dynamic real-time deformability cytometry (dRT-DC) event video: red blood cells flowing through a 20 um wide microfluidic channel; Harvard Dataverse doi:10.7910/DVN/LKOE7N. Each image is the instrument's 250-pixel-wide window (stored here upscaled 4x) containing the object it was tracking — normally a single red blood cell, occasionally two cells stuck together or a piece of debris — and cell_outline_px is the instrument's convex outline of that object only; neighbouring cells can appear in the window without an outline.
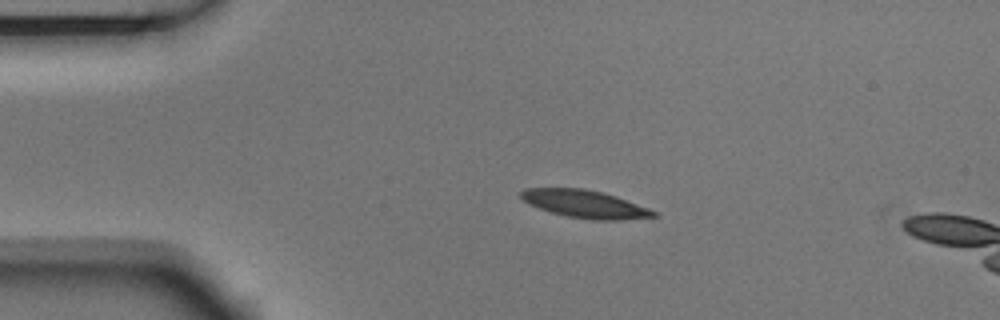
{"species": "Egyptian fruit bat (a non-hibernating species)", "species_latin": "Rousettus aegyptiacus", "temperature_condition": "room temperature", "stored_images_in_passage": 4, "camera_frame_rate_fps": 3000, "um_per_image_px": 0.085, "animal": {"sex": "male"}, "frame": {"image": 1, "passage_image": 2, "time_ms": 0.333, "image_size_px": [1000, 320], "cell_outline_px": [[660, 216], [620, 220], [592, 220], [568, 216], [552, 212], [528, 204], [520, 196], [520, 192], [524, 188], [584, 188], [616, 196], [648, 208], [656, 212]], "centroid_in_image_um": [49.72, 17.34], "position_along_channel_um": 35.3, "area_um2": 21.27}}